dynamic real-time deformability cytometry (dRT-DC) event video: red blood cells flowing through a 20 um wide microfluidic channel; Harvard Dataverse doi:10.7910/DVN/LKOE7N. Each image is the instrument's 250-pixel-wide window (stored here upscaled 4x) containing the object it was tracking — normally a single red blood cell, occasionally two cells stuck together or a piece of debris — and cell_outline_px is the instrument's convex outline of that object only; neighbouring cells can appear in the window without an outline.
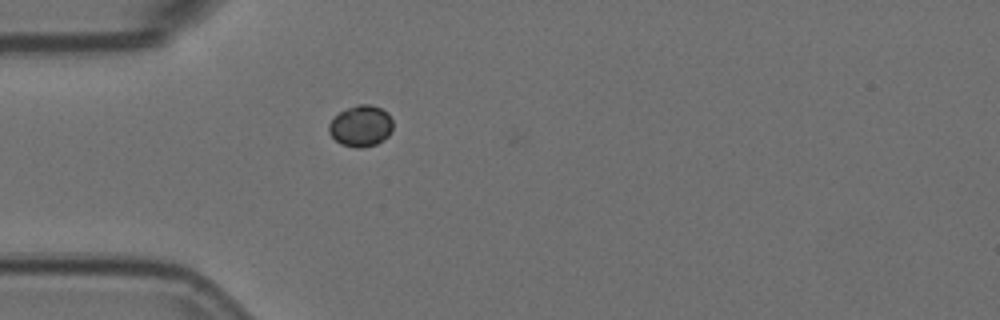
{"species": "Egyptian fruit bat (a non-hibernating species)", "species_latin": "Rousettus aegyptiacus", "temperature_condition": "room temperature", "stored_images_in_passage": 6, "camera_frame_rate_fps": 3000, "um_per_image_px": 0.085, "animal": {"sex": "female"}, "frame": {"image": 1, "passage_image": 6, "time_ms": 1.667, "image_size_px": [1000, 320], "cell_outline_px": [[392, 132], [384, 140], [376, 144], [360, 148], [356, 148], [340, 144], [328, 132], [328, 124], [340, 112], [356, 104], [368, 104], [380, 108], [388, 112], [392, 120]], "centroid_in_image_um": [30.68, 10.72], "position_along_channel_um": 54.3, "area_um2": 15.43}}